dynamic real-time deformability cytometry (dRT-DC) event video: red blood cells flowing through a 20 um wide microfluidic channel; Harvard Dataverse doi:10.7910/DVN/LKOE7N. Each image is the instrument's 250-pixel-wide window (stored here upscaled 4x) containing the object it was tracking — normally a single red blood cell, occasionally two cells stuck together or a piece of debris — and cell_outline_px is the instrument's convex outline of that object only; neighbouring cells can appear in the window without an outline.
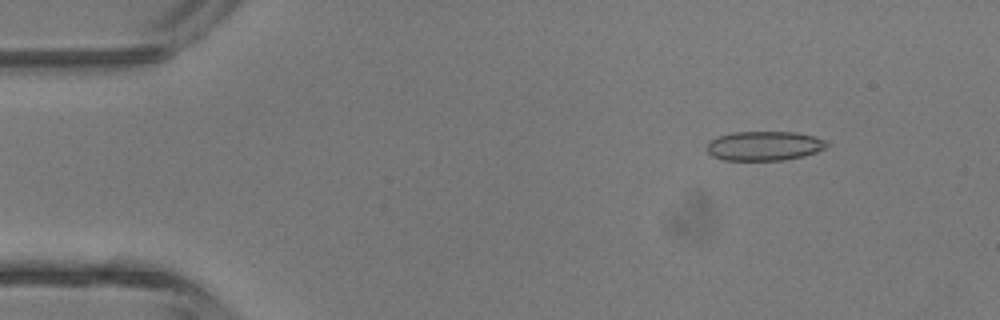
{"species": "common noctule bat (a hibernating species)", "species_latin": "Nyctalus noctula", "temperature_condition": "room temperature", "stored_images_in_passage": 4, "camera_frame_rate_fps": 3000, "um_per_image_px": 0.085, "animal": {"sex": "male", "body_mass_g": 13.3}, "frame": {"image": 1, "passage_image": 2, "time_ms": 1.0, "image_size_px": [1000, 320], "cell_outline_px": [[828, 144], [824, 148], [816, 152], [804, 156], [784, 160], [724, 160], [712, 156], [708, 152], [708, 140], [732, 132], [796, 132], [828, 140]], "centroid_in_image_um": [64.97, 12.4], "position_along_channel_um": 20.0, "area_um2": 20.52}}
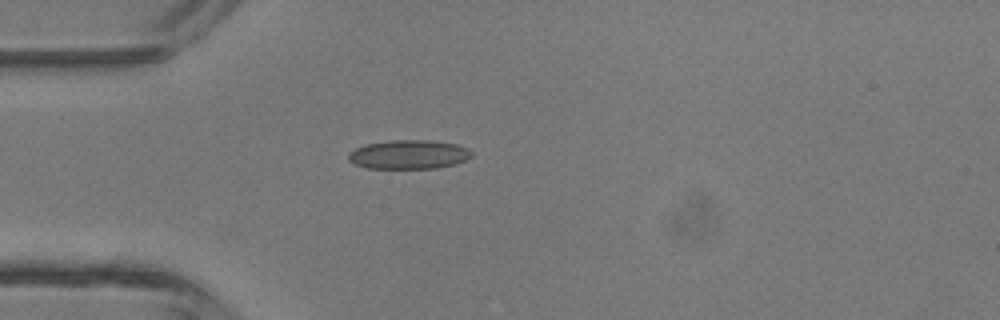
{"frame": {"image": 2, "passage_image": 4, "time_ms": 3.333, "image_size_px": [1000, 320], "cell_outline_px": [[472, 156], [456, 164], [436, 168], [368, 168], [352, 164], [348, 160], [348, 152], [356, 148], [368, 144], [392, 140], [432, 140], [456, 144], [468, 148], [472, 152]], "centroid_in_image_um": [34.74, 13.13], "position_along_channel_um": 50.3, "area_um2": 20.87}}